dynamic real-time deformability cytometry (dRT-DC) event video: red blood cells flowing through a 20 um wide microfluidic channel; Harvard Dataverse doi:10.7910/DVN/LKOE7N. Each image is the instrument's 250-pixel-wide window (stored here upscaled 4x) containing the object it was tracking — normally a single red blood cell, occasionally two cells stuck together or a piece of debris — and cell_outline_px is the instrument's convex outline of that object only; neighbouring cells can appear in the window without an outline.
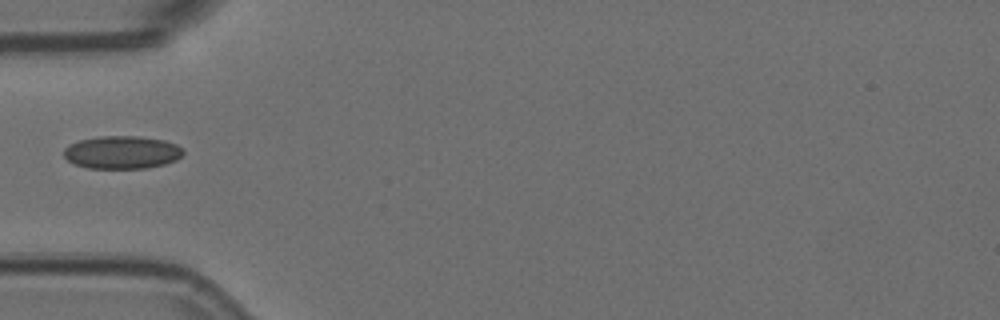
{"species": "Egyptian fruit bat (a non-hibernating species)", "species_latin": "Rousettus aegyptiacus", "temperature_condition": "room temperature", "stored_images_in_passage": 4, "camera_frame_rate_fps": 3000, "um_per_image_px": 0.085, "animal": {"sex": "female"}, "frame": {"image": 1, "passage_image": 3, "time_ms": 0.667, "image_size_px": [1000, 320], "cell_outline_px": [[184, 152], [176, 160], [164, 164], [144, 168], [88, 168], [76, 164], [68, 160], [64, 156], [64, 148], [68, 144], [80, 140], [100, 136], [140, 136], [164, 140], [176, 144], [184, 148]], "centroid_in_image_um": [10.38, 12.94], "position_along_channel_um": 74.6, "area_um2": 22.89}}